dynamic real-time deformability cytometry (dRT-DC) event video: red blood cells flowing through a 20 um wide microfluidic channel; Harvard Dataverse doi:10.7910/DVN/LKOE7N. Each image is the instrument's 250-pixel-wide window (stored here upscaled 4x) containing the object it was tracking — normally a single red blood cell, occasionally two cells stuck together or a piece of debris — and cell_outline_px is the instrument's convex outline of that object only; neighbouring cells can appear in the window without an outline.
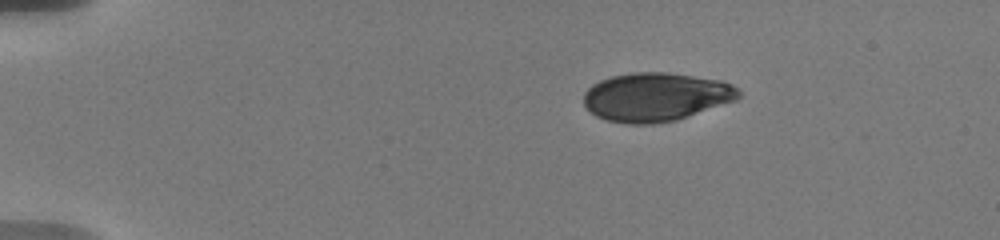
{"species": "human", "species_latin": "Homo sapiens", "temperature_condition": "warm", "stored_images_in_passage": 16, "camera_frame_rate_fps": 3000, "um_per_image_px": 0.085, "donor": {"sex": "male"}, "frame": {"image": 1, "passage_image": 1, "time_ms": 0.0, "image_size_px": [1000, 240], "cell_outline_px": [[740, 96], [736, 100], [676, 120], [652, 124], [628, 124], [604, 120], [596, 116], [584, 104], [584, 92], [592, 84], [600, 80], [612, 76], [632, 72], [668, 72], [720, 80], [732, 84], [740, 92]], "centroid_in_image_um": [55.73, 8.24], "position_along_channel_um": 29.3, "area_um2": 43.93}}
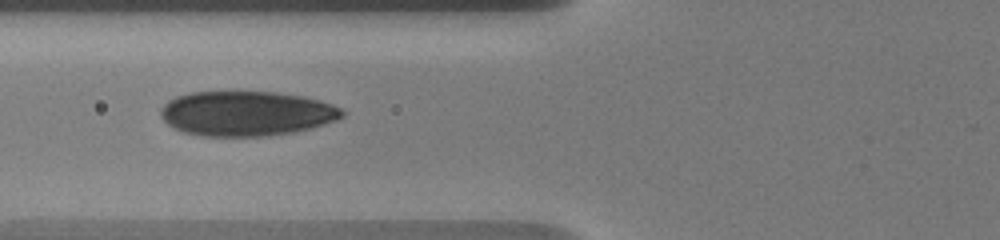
{"frame": {"image": 2, "passage_image": 12, "time_ms": 4.333, "image_size_px": [1000, 240], "cell_outline_px": [[344, 116], [336, 120], [312, 128], [296, 132], [268, 136], [200, 136], [184, 132], [168, 124], [160, 116], [160, 108], [168, 100], [176, 96], [192, 92], [276, 92], [304, 96], [320, 100], [332, 104], [340, 108], [344, 112]], "centroid_in_image_um": [20.95, 9.65], "position_along_channel_um": 104.8, "area_um2": 47.63}}
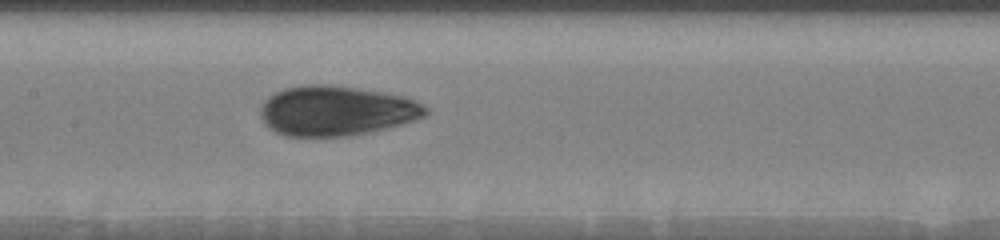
{"frame": {"image": 3, "passage_image": 16, "time_ms": 6.333, "image_size_px": [1000, 240], "cell_outline_px": [[428, 112], [424, 116], [400, 124], [372, 132], [348, 136], [284, 136], [268, 128], [260, 116], [260, 104], [268, 96], [284, 88], [304, 84], [332, 84], [384, 92], [404, 96], [428, 108]], "centroid_in_image_um": [28.52, 9.41], "position_along_channel_um": 178.9, "area_um2": 48.26}}